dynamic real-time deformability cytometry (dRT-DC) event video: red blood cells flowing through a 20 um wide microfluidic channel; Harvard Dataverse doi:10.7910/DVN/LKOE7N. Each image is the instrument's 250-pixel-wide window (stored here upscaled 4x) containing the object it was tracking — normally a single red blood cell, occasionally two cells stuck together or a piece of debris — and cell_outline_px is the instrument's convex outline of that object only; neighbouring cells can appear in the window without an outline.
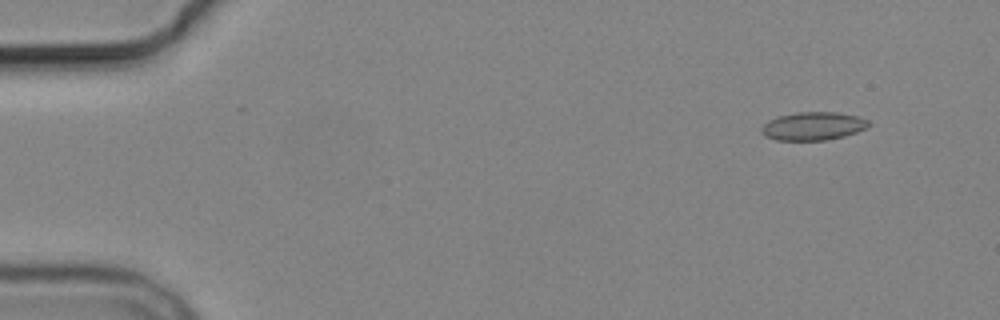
{"species": "common noctule bat (a hibernating species)", "species_latin": "Nyctalus noctula", "temperature_condition": "cold", "stored_images_in_passage": 9, "camera_frame_rate_fps": 3000, "um_per_image_px": 0.085, "animal": {"sex": "male", "body_mass_g": 19.2, "forearm_length_mm": 51.8}, "frame": {"image": 1, "passage_image": 2, "time_ms": 1.0, "image_size_px": [1000, 320], "cell_outline_px": [[872, 124], [868, 128], [844, 136], [828, 140], [776, 140], [764, 136], [760, 132], [760, 128], [768, 120], [780, 116], [796, 112], [836, 112], [856, 116], [868, 120]], "centroid_in_image_um": [69.11, 10.72], "position_along_channel_um": 15.9, "area_um2": 17.74}}
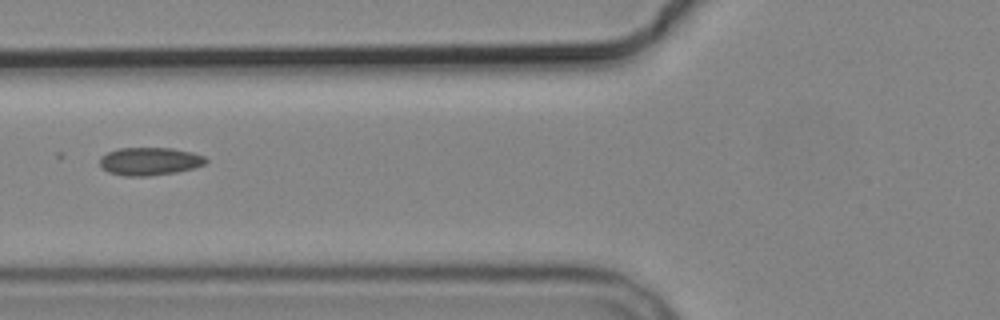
{"frame": {"image": 2, "passage_image": 6, "time_ms": 6.667, "image_size_px": [1000, 320], "cell_outline_px": [[208, 160], [204, 164], [192, 168], [176, 172], [148, 176], [124, 176], [108, 172], [100, 164], [100, 156], [108, 152], [120, 148], [172, 148], [192, 152], [204, 156]], "centroid_in_image_um": [12.71, 13.71], "position_along_channel_um": 113.1, "area_um2": 17.17}}
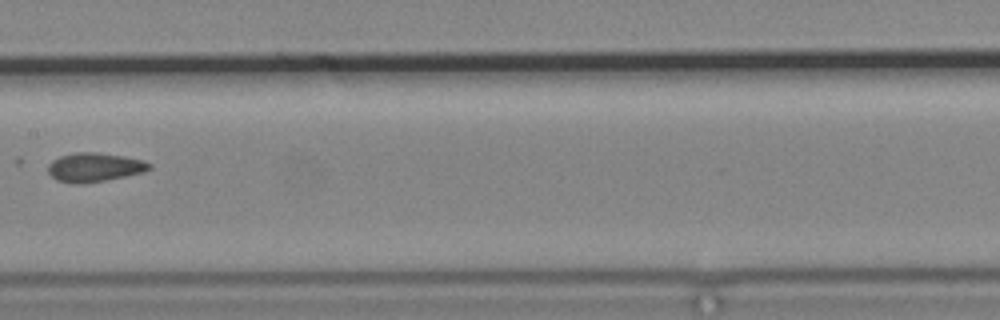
{"frame": {"image": 3, "passage_image": 8, "time_ms": 9.0, "image_size_px": [1000, 320], "cell_outline_px": [[152, 168], [144, 172], [104, 180], [80, 184], [72, 184], [56, 180], [48, 172], [48, 164], [52, 160], [60, 156], [76, 152], [96, 152], [124, 156], [144, 160], [152, 164]], "centroid_in_image_um": [8.03, 14.21], "position_along_channel_um": 199.4, "area_um2": 17.17}}